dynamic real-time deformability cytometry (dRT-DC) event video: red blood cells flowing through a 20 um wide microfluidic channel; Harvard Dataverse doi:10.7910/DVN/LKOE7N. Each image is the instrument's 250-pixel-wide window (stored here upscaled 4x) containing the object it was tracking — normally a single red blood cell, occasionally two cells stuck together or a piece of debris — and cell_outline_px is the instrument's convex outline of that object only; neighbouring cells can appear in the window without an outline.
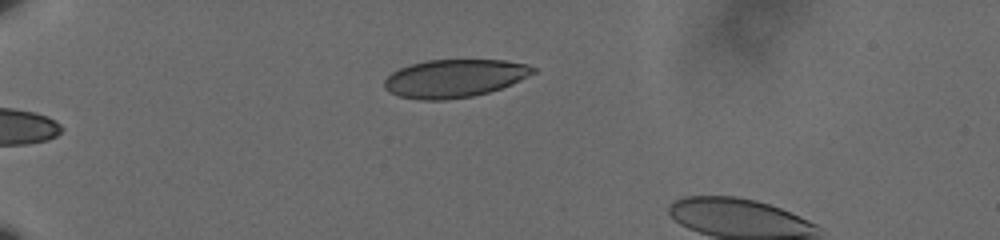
{"species": "human", "species_latin": "Homo sapiens", "temperature_condition": "cold", "stored_images_in_passage": 36, "camera_frame_rate_fps": 3000, "um_per_image_px": 0.085, "donor": {"sex": "male"}, "frame": {"image": 1, "passage_image": 1, "time_ms": 0.0, "image_size_px": [1000, 240], "cell_outline_px": [[536, 72], [512, 84], [488, 92], [472, 96], [444, 100], [420, 100], [400, 96], [388, 92], [384, 88], [384, 80], [392, 72], [408, 64], [428, 60], [504, 60], [528, 64], [536, 68]], "centroid_in_image_um": [38.62, 6.65], "position_along_channel_um": 46.4, "area_um2": 33.0}}
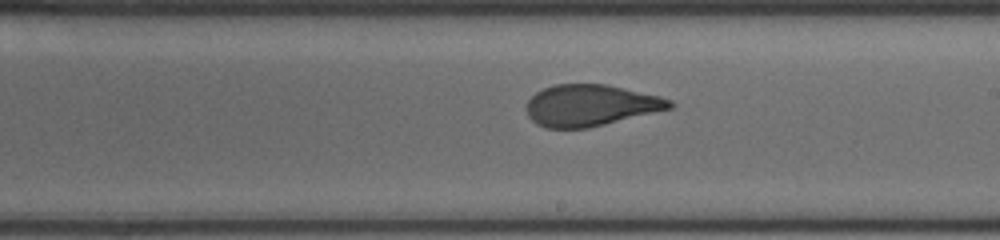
{"frame": {"image": 2, "passage_image": 21, "time_ms": 6.667, "image_size_px": [1000, 240], "cell_outline_px": [[676, 104], [672, 108], [588, 128], [548, 128], [536, 124], [528, 116], [524, 108], [528, 100], [536, 92], [544, 88], [556, 84], [604, 84], [624, 88], [660, 96], [672, 100]], "centroid_in_image_um": [50.18, 8.95], "position_along_channel_um": 238.8, "area_um2": 34.62}}
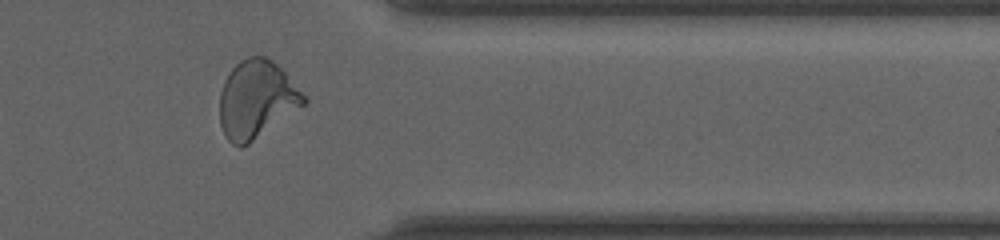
{"frame": {"image": 3, "passage_image": 34, "time_ms": 11.0, "image_size_px": [1000, 240], "cell_outline_px": [[308, 100], [304, 104], [248, 144], [240, 148], [232, 144], [224, 136], [220, 124], [220, 92], [224, 80], [228, 72], [240, 60], [248, 56], [264, 56], [272, 60], [284, 72]], "centroid_in_image_um": [21.75, 8.45], "position_along_channel_um": 389.6, "area_um2": 37.63}, "authors_computed_cell_mechanics": {"area_um2": 35.0557, "velocity_mm_per_s": 3.5971, "shape_relaxation_time_tau1_ms": 5.9854, "shape_relaxation_time_tau2_ms": 0.9249, "deformation_change_tau1": 0.1828, "deformation_change_tau2": 0.0501}}